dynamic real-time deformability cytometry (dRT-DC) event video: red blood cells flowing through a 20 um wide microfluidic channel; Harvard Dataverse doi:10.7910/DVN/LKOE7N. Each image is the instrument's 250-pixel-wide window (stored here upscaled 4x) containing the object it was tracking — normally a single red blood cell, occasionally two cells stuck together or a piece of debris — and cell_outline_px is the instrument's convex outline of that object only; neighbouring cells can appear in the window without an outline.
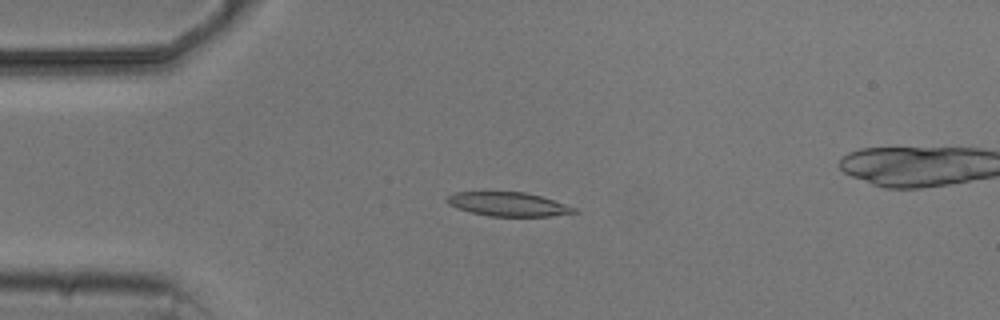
{"species": "common noctule bat (a hibernating species)", "species_latin": "Nyctalus noctula", "temperature_condition": "cold", "stored_images_in_passage": 6, "camera_frame_rate_fps": 3000, "um_per_image_px": 0.085, "animal": {"sex": "male", "body_mass_g": 20.5, "forearm_length_mm": 52.5}, "frame": {"image": 1, "passage_image": 4, "time_ms": 3.667, "image_size_px": [1000, 320], "cell_outline_px": [[580, 212], [548, 216], [488, 216], [456, 208], [448, 204], [444, 200], [448, 196], [456, 192], [524, 192], [540, 196], [576, 208]], "centroid_in_image_um": [43.17, 17.36], "position_along_channel_um": 41.8, "area_um2": 17.57}}